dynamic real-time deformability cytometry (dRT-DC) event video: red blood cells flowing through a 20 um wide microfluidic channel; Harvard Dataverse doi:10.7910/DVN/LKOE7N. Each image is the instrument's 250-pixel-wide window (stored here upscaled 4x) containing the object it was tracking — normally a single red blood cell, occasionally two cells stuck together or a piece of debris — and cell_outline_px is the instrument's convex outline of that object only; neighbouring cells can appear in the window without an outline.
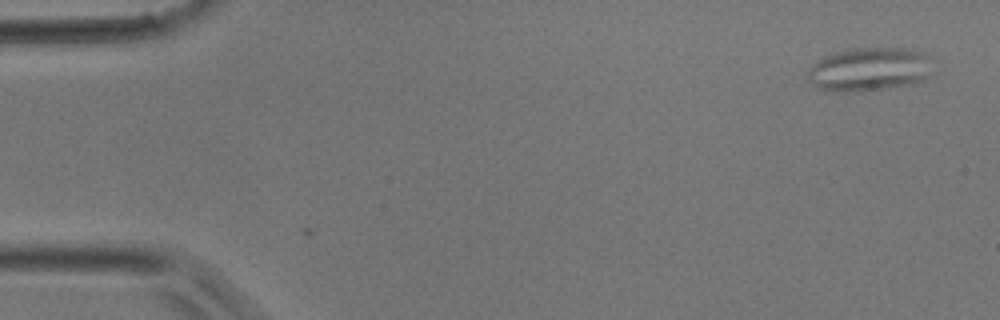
{"species": "common noctule bat (a hibernating species)", "species_latin": "Nyctalus noctula", "temperature_condition": "room temperature", "stored_images_in_passage": 2, "camera_frame_rate_fps": 3000, "um_per_image_px": 0.085, "animal": {"sex": "male", "body_mass_g": 17.9}, "frame": {"image": 1, "passage_image": 2, "time_ms": 0.333, "image_size_px": [1000, 320], "cell_outline_px": [[928, 76], [924, 80], [912, 84], [864, 92], [832, 92], [820, 88], [812, 84], [808, 80], [808, 68], [812, 64], [836, 52], [856, 48], [908, 48], [924, 52]], "centroid_in_image_um": [73.82, 5.92], "position_along_channel_um": 11.2, "area_um2": 31.44}}